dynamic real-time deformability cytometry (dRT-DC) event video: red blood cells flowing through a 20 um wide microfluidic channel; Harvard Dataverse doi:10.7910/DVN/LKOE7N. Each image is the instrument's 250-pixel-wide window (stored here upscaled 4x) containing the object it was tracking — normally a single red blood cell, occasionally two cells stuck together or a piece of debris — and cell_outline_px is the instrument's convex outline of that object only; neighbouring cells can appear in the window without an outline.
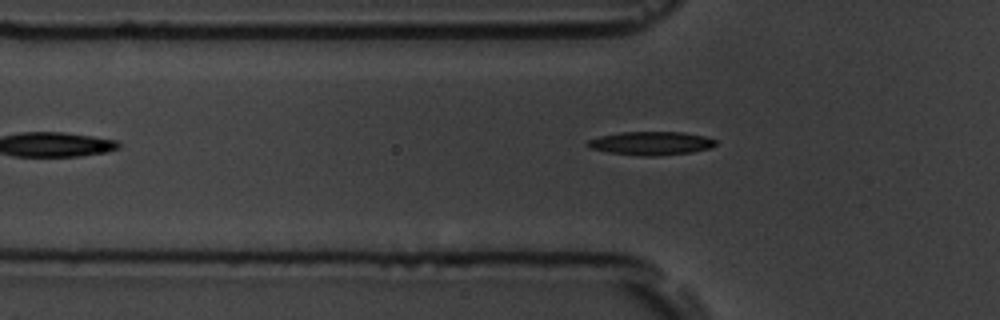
{"species": "common noctule bat (a hibernating species)", "species_latin": "Nyctalus noctula", "temperature_condition": "room temperature", "stored_images_in_passage": 6, "camera_frame_rate_fps": 3000, "um_per_image_px": 0.085, "animal": {"sex": "male", "body_mass_g": 19.5, "forearm_length_mm": 54.6}, "frame": {"image": 1, "passage_image": 6, "time_ms": 5.667, "image_size_px": [1000, 320], "cell_outline_px": [[716, 144], [708, 148], [692, 152], [656, 156], [640, 156], [608, 152], [592, 148], [584, 144], [588, 140], [600, 136], [620, 132], [684, 132], [704, 136], [716, 140]], "centroid_in_image_um": [55.32, 12.17], "position_along_channel_um": 70.5, "area_um2": 17.46}}